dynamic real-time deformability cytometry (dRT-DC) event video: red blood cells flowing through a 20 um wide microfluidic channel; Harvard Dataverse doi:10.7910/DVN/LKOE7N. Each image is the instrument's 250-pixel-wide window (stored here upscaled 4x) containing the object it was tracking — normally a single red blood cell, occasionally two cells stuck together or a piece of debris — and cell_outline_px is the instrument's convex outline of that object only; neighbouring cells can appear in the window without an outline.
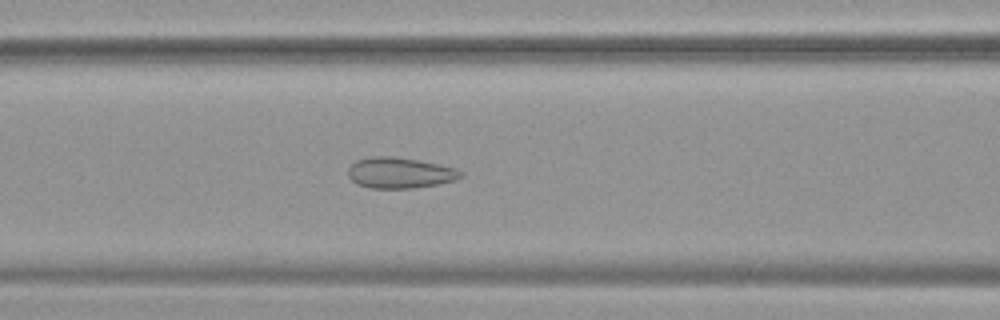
{"species": "common noctule bat (a hibernating species)", "species_latin": "Nyctalus noctula", "temperature_condition": "warm", "stored_images_in_passage": 54, "camera_frame_rate_fps": 3000, "um_per_image_px": 0.085, "animal": {"sex": "female", "body_mass_g": 19.9}, "frame": {"image": 1, "passage_image": 23, "time_ms": 7.333, "image_size_px": [1000, 320], "cell_outline_px": [[464, 176], [456, 180], [436, 184], [412, 188], [368, 188], [356, 184], [348, 176], [348, 168], [356, 160], [372, 156], [392, 156], [420, 160], [440, 164], [456, 168], [464, 172]], "centroid_in_image_um": [34.0, 14.68], "position_along_channel_um": 132.6, "area_um2": 20.46}}
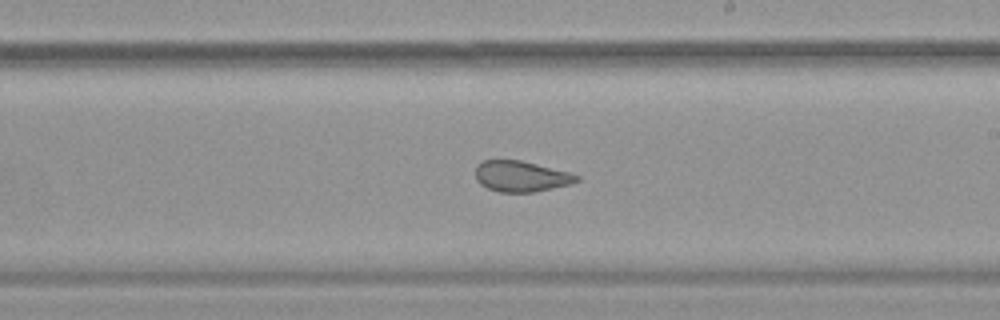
{"frame": {"image": 2, "passage_image": 32, "time_ms": 10.333, "image_size_px": [1000, 320], "cell_outline_px": [[580, 180], [572, 184], [532, 192], [500, 192], [488, 188], [480, 184], [476, 180], [476, 164], [484, 160], [520, 160], [568, 172], [580, 176]], "centroid_in_image_um": [44.28, 14.99], "position_along_channel_um": 244.7, "area_um2": 18.09}}
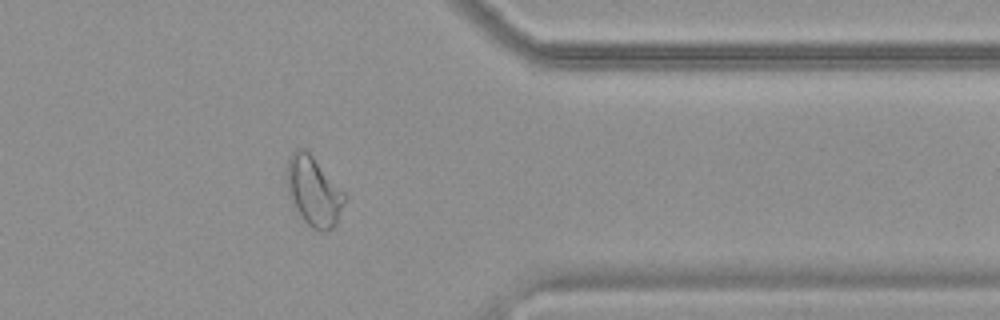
{"frame": {"image": 3, "passage_image": 44, "time_ms": 14.333, "image_size_px": [1000, 320], "cell_outline_px": [[348, 196], [336, 224], [332, 228], [324, 232], [320, 232], [312, 228], [300, 216], [288, 196], [288, 160], [292, 152], [296, 148], [304, 148], [312, 156]], "centroid_in_image_um": [26.69, 16.29], "position_along_channel_um": 384.7, "area_um2": 23.18}, "authors_computed_cell_mechanics": {"area_um2": 24.0448, "velocity_mm_per_s": 3.7532, "shape_relaxation_time_tau1_ms": null, "shape_relaxation_time_tau2_ms": 0.7752, "deformation_change_tau1": null, "deformation_change_tau2": 0.064}}